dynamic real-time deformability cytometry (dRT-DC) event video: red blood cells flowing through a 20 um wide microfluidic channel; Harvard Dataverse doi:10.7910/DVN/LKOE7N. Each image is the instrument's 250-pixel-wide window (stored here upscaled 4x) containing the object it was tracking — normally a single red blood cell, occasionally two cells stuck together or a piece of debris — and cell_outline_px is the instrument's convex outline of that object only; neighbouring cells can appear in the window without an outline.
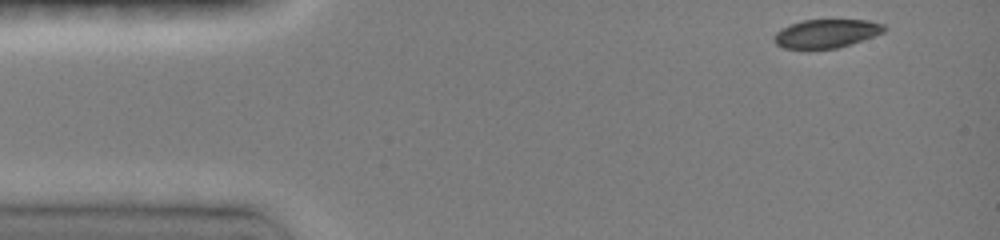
{"species": "common noctule bat (a hibernating species)", "species_latin": "Nyctalus noctula", "temperature_condition": "room temperature", "stored_images_in_passage": 24, "camera_frame_rate_fps": 3000, "um_per_image_px": 0.085, "animal": {"sex": "female", "body_mass_g": 19.0, "forearm_length_mm": 51.5}, "frame": {"image": 1, "passage_image": 1, "time_ms": 0.0, "image_size_px": [1000, 240], "cell_outline_px": [[888, 28], [884, 32], [852, 44], [836, 48], [784, 48], [776, 44], [772, 40], [776, 32], [780, 28], [804, 20], [868, 20], [884, 24]], "centroid_in_image_um": [70.25, 2.84], "position_along_channel_um": 14.7, "area_um2": 18.26}}
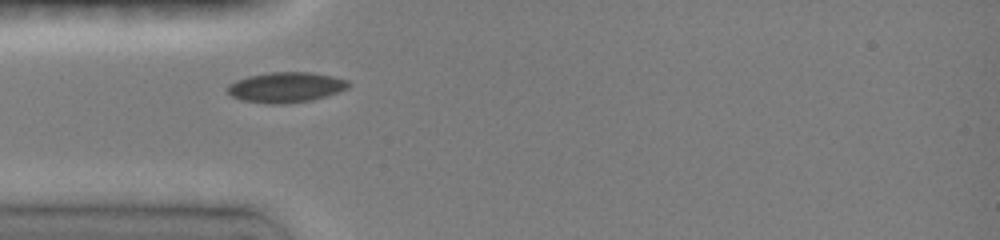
{"frame": {"image": 2, "passage_image": 12, "time_ms": 3.333, "image_size_px": [1000, 240], "cell_outline_px": [[352, 84], [348, 88], [312, 100], [280, 104], [268, 104], [244, 100], [232, 96], [224, 88], [228, 84], [236, 80], [248, 76], [272, 72], [312, 72], [332, 76], [348, 80]], "centroid_in_image_um": [24.29, 7.41], "position_along_channel_um": 60.7, "area_um2": 21.33}}
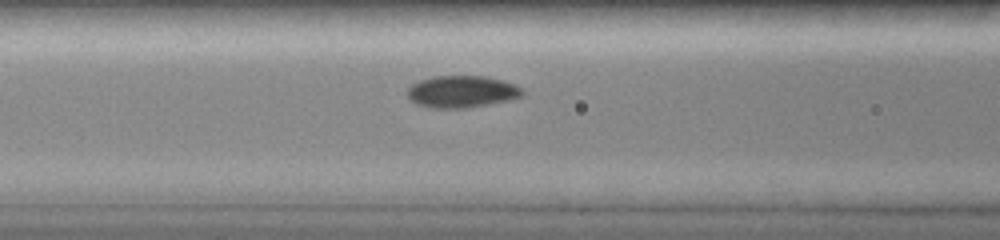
{"frame": {"image": 3, "passage_image": 18, "time_ms": 5.0, "image_size_px": [1000, 240], "cell_outline_px": [[524, 96], [508, 100], [468, 108], [432, 108], [416, 104], [404, 92], [412, 84], [420, 80], [432, 76], [484, 76], [500, 80], [524, 88]], "centroid_in_image_um": [39.23, 7.79], "position_along_channel_um": 127.4, "area_um2": 21.5}}